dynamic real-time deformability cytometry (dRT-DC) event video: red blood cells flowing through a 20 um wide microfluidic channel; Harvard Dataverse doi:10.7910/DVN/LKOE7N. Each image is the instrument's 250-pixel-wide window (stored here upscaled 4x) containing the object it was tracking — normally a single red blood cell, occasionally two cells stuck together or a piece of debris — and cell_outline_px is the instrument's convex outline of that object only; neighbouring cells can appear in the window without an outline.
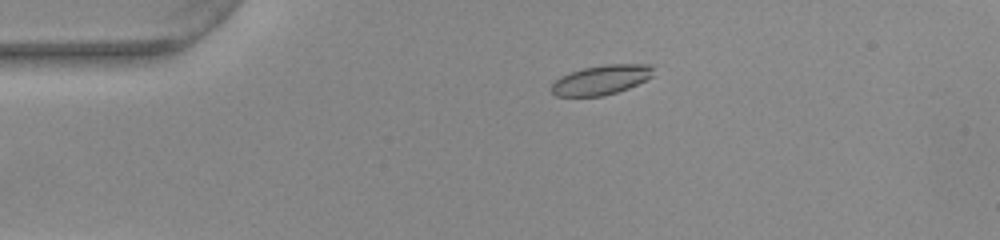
{"species": "common noctule bat (a hibernating species)", "species_latin": "Nyctalus noctula", "temperature_condition": "warm", "stored_images_in_passage": 51, "camera_frame_rate_fps": 3000, "um_per_image_px": 0.085, "animal": {"sex": "female", "body_mass_g": 22.0, "forearm_length_mm": 56.7}, "frame": {"image": 1, "passage_image": 9, "time_ms": 2.667, "image_size_px": [1000, 240], "cell_outline_px": [[652, 76], [648, 80], [628, 88], [604, 96], [556, 96], [552, 92], [552, 84], [560, 76], [584, 68], [604, 64], [652, 64]], "centroid_in_image_um": [51.13, 6.79], "position_along_channel_um": 33.9, "area_um2": 17.51}}
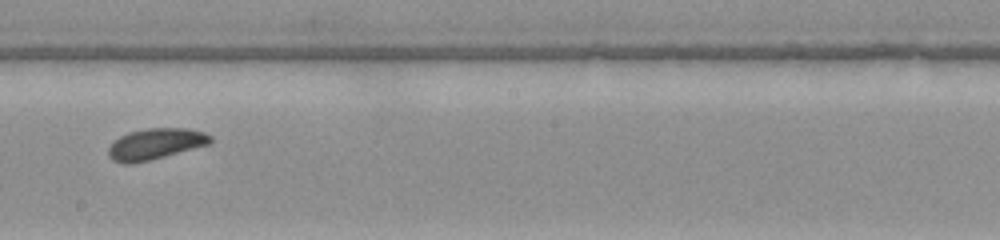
{"frame": {"image": 2, "passage_image": 28, "time_ms": 9.0, "image_size_px": [1000, 240], "cell_outline_px": [[212, 140], [208, 144], [164, 156], [132, 164], [124, 164], [112, 160], [108, 156], [108, 148], [112, 140], [128, 132], [148, 128], [188, 128], [204, 132], [212, 136]], "centroid_in_image_um": [13.16, 12.23], "position_along_channel_um": 235.0, "area_um2": 18.44}}
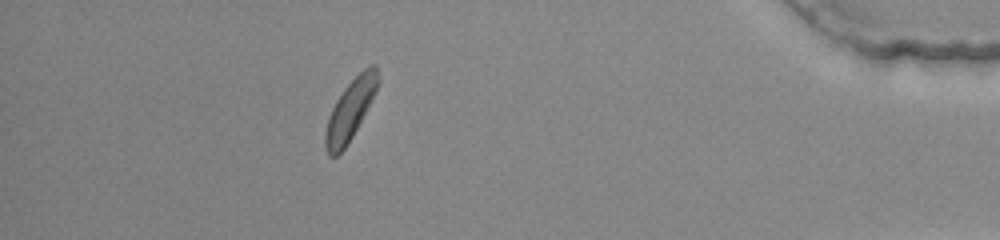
{"frame": {"image": 3, "passage_image": 45, "time_ms": 14.667, "image_size_px": [1000, 240], "cell_outline_px": [[380, 80], [376, 92], [352, 136], [344, 148], [336, 156], [328, 156], [324, 144], [324, 132], [328, 116], [336, 100], [344, 88], [368, 64], [376, 64]], "centroid_in_image_um": [29.76, 9.31], "position_along_channel_um": 405.4, "area_um2": 18.38}, "authors_computed_cell_mechanics": {"area_um2": 18.2648, "velocity_mm_per_s": 3.8872, "shape_relaxation_time_tau1_ms": 2.3095, "shape_relaxation_time_tau2_ms": 2.1374, "deformation_change_tau1": 0.1041, "deformation_change_tau2": 0.056}}